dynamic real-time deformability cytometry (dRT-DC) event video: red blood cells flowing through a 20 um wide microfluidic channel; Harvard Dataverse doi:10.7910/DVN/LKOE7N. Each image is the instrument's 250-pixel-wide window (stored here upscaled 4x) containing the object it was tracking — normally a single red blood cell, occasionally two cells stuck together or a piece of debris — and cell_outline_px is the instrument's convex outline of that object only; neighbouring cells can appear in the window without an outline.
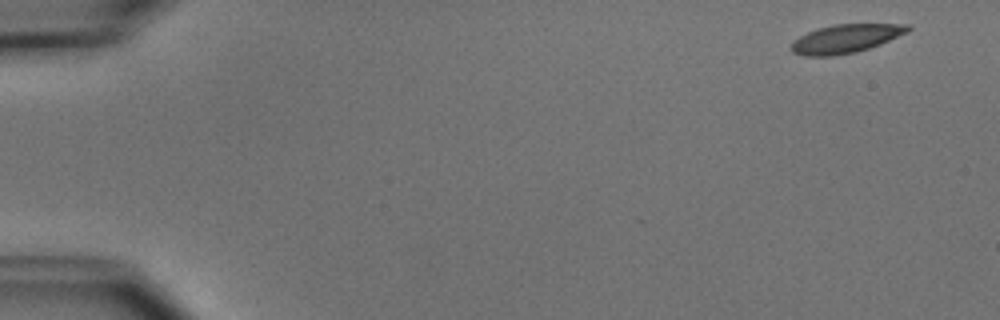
{"species": "common noctule bat (a hibernating species)", "species_latin": "Nyctalus noctula", "temperature_condition": "cold", "stored_images_in_passage": 6, "camera_frame_rate_fps": 3000, "um_per_image_px": 0.085, "animal": {"sex": "male", "body_mass_g": 15.6}, "frame": {"image": 1, "passage_image": 1, "time_ms": 0.0, "image_size_px": [1000, 320], "cell_outline_px": [[912, 28], [908, 32], [880, 44], [856, 52], [832, 56], [804, 56], [792, 52], [788, 48], [792, 40], [816, 28], [832, 24], [912, 24]], "centroid_in_image_um": [71.85, 3.28], "position_along_channel_um": 13.2, "area_um2": 19.65}}
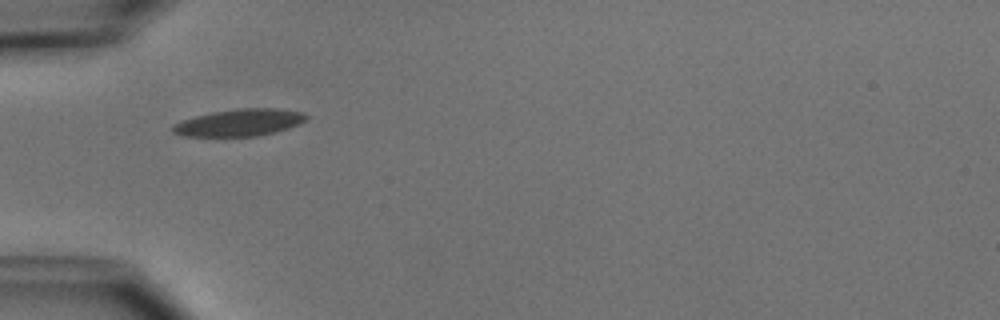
{"frame": {"image": 2, "passage_image": 5, "time_ms": 4.667, "image_size_px": [1000, 320], "cell_outline_px": [[308, 120], [300, 124], [276, 132], [256, 136], [180, 136], [172, 132], [172, 124], [196, 116], [212, 112], [236, 108], [276, 108], [304, 112], [308, 116]], "centroid_in_image_um": [20.38, 10.41], "position_along_channel_um": 64.6, "area_um2": 21.21}}